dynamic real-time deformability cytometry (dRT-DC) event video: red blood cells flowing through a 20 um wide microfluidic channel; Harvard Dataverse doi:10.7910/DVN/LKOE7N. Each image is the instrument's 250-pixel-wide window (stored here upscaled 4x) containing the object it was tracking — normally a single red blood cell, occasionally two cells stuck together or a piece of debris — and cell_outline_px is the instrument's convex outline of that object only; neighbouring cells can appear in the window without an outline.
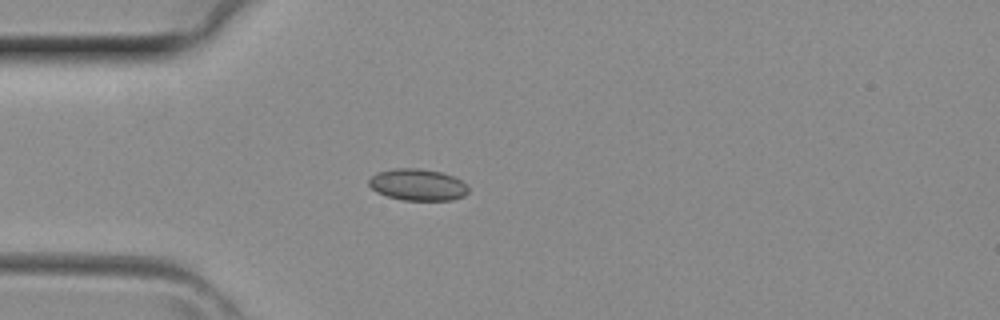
{"species": "common noctule bat (a hibernating species)", "species_latin": "Nyctalus noctula", "temperature_condition": "room temperature", "stored_images_in_passage": 2, "camera_frame_rate_fps": 3000, "um_per_image_px": 0.085, "animal": {"sex": "female", "body_mass_g": 29.2, "forearm_length_mm": 56.3}, "frame": {"image": 1, "passage_image": 2, "time_ms": 0.333, "image_size_px": [1000, 320], "cell_outline_px": [[468, 192], [464, 196], [452, 200], [404, 200], [388, 196], [376, 192], [368, 184], [368, 180], [376, 172], [392, 168], [420, 168], [444, 172], [468, 184]], "centroid_in_image_um": [35.51, 15.69], "position_along_channel_um": 49.5, "area_um2": 18.55}}